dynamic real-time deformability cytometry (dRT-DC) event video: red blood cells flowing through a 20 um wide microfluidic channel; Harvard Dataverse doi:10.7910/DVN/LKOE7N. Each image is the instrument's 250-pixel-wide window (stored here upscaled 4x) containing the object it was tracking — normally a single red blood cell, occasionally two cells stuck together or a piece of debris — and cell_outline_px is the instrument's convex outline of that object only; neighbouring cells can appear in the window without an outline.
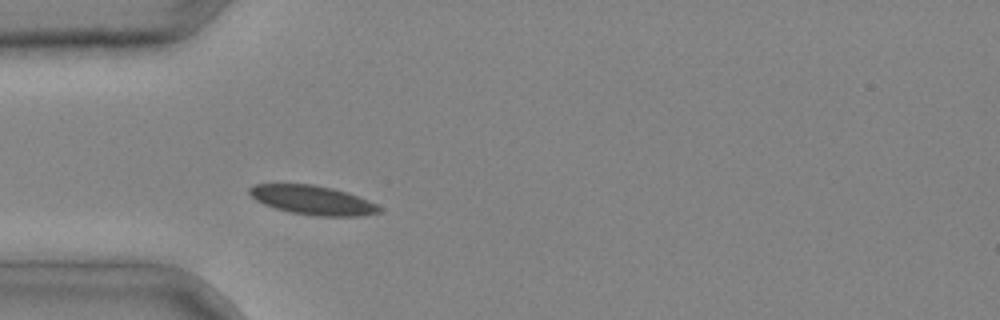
{"species": "common noctule bat (a hibernating species)", "species_latin": "Nyctalus noctula", "temperature_condition": "cold", "stored_images_in_passage": 1, "camera_frame_rate_fps": 3000, "um_per_image_px": 0.085, "animal": {"sex": "male", "body_mass_g": 20.4}, "frame": {"image": 1, "passage_image": 1, "time_ms": 0.0, "image_size_px": [1000, 320], "cell_outline_px": [[380, 212], [360, 216], [316, 216], [288, 212], [264, 204], [256, 200], [248, 192], [248, 188], [256, 184], [312, 184], [332, 188], [348, 192], [368, 200], [376, 204], [380, 208]], "centroid_in_image_um": [26.56, 17.01], "position_along_channel_um": 58.4, "area_um2": 21.96}}